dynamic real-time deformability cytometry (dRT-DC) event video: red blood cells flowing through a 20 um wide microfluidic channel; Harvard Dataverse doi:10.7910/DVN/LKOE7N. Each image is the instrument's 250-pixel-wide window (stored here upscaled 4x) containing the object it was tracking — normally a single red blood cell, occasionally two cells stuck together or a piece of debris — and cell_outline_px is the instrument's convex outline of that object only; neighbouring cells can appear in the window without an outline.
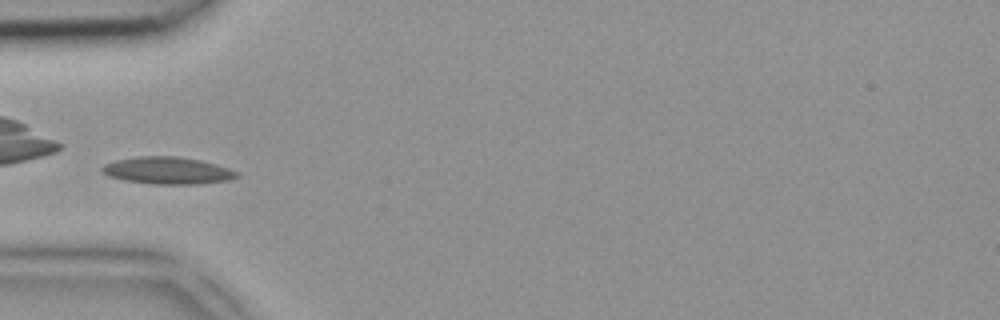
{"species": "common noctule bat (a hibernating species)", "species_latin": "Nyctalus noctula", "temperature_condition": "room temperature", "stored_images_in_passage": 4, "camera_frame_rate_fps": 3000, "um_per_image_px": 0.085, "animal": {"sex": "female", "body_mass_g": 18.4}, "frame": {"image": 1, "passage_image": 4, "time_ms": 1.0, "image_size_px": [1000, 320], "cell_outline_px": [[240, 176], [228, 180], [200, 184], [152, 184], [124, 180], [108, 176], [100, 172], [100, 168], [104, 164], [116, 160], [136, 156], [176, 156], [200, 160], [216, 164], [240, 172]], "centroid_in_image_um": [14.23, 14.5], "position_along_channel_um": 70.8, "area_um2": 21.5}}